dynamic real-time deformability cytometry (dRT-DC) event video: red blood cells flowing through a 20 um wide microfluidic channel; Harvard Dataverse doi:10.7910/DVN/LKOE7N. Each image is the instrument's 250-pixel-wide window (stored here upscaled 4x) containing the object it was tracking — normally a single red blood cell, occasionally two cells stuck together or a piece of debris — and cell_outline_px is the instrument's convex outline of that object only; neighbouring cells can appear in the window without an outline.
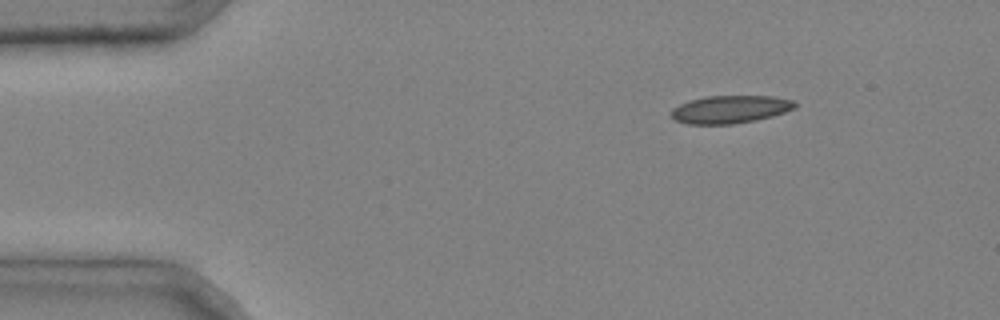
{"species": "common noctule bat (a hibernating species)", "species_latin": "Nyctalus noctula", "temperature_condition": "cold", "stored_images_in_passage": 3, "camera_frame_rate_fps": 3000, "um_per_image_px": 0.085, "animal": {"sex": "male", "body_mass_g": 20.4}, "frame": {"image": 1, "passage_image": 1, "time_ms": 0.0, "image_size_px": [1000, 320], "cell_outline_px": [[796, 108], [772, 116], [756, 120], [732, 124], [688, 124], [676, 120], [668, 116], [672, 108], [688, 100], [704, 96], [776, 96], [792, 100], [796, 104]], "centroid_in_image_um": [62.03, 9.29], "position_along_channel_um": 23.0, "area_um2": 20.23}}